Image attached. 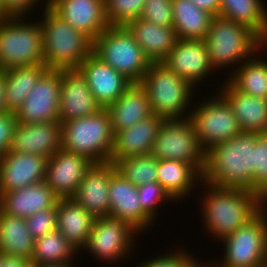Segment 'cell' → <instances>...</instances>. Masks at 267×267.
<instances>
[{"label": "cell", "mask_w": 267, "mask_h": 267, "mask_svg": "<svg viewBox=\"0 0 267 267\" xmlns=\"http://www.w3.org/2000/svg\"><path fill=\"white\" fill-rule=\"evenodd\" d=\"M164 118L152 114L150 117L114 135V146L109 162L120 159L151 154Z\"/></svg>", "instance_id": "23"}, {"label": "cell", "mask_w": 267, "mask_h": 267, "mask_svg": "<svg viewBox=\"0 0 267 267\" xmlns=\"http://www.w3.org/2000/svg\"><path fill=\"white\" fill-rule=\"evenodd\" d=\"M77 70L86 79L93 97L102 108L114 103L132 84L123 74L107 65L93 52Z\"/></svg>", "instance_id": "16"}, {"label": "cell", "mask_w": 267, "mask_h": 267, "mask_svg": "<svg viewBox=\"0 0 267 267\" xmlns=\"http://www.w3.org/2000/svg\"><path fill=\"white\" fill-rule=\"evenodd\" d=\"M260 267H267V259L265 260V262Z\"/></svg>", "instance_id": "52"}, {"label": "cell", "mask_w": 267, "mask_h": 267, "mask_svg": "<svg viewBox=\"0 0 267 267\" xmlns=\"http://www.w3.org/2000/svg\"><path fill=\"white\" fill-rule=\"evenodd\" d=\"M199 8L207 10L214 16L219 15L221 0H192Z\"/></svg>", "instance_id": "46"}, {"label": "cell", "mask_w": 267, "mask_h": 267, "mask_svg": "<svg viewBox=\"0 0 267 267\" xmlns=\"http://www.w3.org/2000/svg\"><path fill=\"white\" fill-rule=\"evenodd\" d=\"M48 158L10 150L0 157V193L42 182Z\"/></svg>", "instance_id": "18"}, {"label": "cell", "mask_w": 267, "mask_h": 267, "mask_svg": "<svg viewBox=\"0 0 267 267\" xmlns=\"http://www.w3.org/2000/svg\"><path fill=\"white\" fill-rule=\"evenodd\" d=\"M152 259V260H151ZM143 261L138 267H188L195 259L184 249Z\"/></svg>", "instance_id": "42"}, {"label": "cell", "mask_w": 267, "mask_h": 267, "mask_svg": "<svg viewBox=\"0 0 267 267\" xmlns=\"http://www.w3.org/2000/svg\"><path fill=\"white\" fill-rule=\"evenodd\" d=\"M140 18L158 26L173 27L172 0H145Z\"/></svg>", "instance_id": "40"}, {"label": "cell", "mask_w": 267, "mask_h": 267, "mask_svg": "<svg viewBox=\"0 0 267 267\" xmlns=\"http://www.w3.org/2000/svg\"><path fill=\"white\" fill-rule=\"evenodd\" d=\"M194 87L206 75L217 72L212 66L207 45L203 39H178L169 56L162 62Z\"/></svg>", "instance_id": "15"}, {"label": "cell", "mask_w": 267, "mask_h": 267, "mask_svg": "<svg viewBox=\"0 0 267 267\" xmlns=\"http://www.w3.org/2000/svg\"><path fill=\"white\" fill-rule=\"evenodd\" d=\"M5 17H7V16L3 13V10H2V7H1V1H0V20L4 19Z\"/></svg>", "instance_id": "51"}, {"label": "cell", "mask_w": 267, "mask_h": 267, "mask_svg": "<svg viewBox=\"0 0 267 267\" xmlns=\"http://www.w3.org/2000/svg\"><path fill=\"white\" fill-rule=\"evenodd\" d=\"M1 267H32L29 259L0 254Z\"/></svg>", "instance_id": "45"}, {"label": "cell", "mask_w": 267, "mask_h": 267, "mask_svg": "<svg viewBox=\"0 0 267 267\" xmlns=\"http://www.w3.org/2000/svg\"><path fill=\"white\" fill-rule=\"evenodd\" d=\"M110 114L114 135L150 117L153 113L146 90L132 83L118 99L106 108Z\"/></svg>", "instance_id": "26"}, {"label": "cell", "mask_w": 267, "mask_h": 267, "mask_svg": "<svg viewBox=\"0 0 267 267\" xmlns=\"http://www.w3.org/2000/svg\"><path fill=\"white\" fill-rule=\"evenodd\" d=\"M263 0H221L219 15L247 26L259 37L267 34V8Z\"/></svg>", "instance_id": "33"}, {"label": "cell", "mask_w": 267, "mask_h": 267, "mask_svg": "<svg viewBox=\"0 0 267 267\" xmlns=\"http://www.w3.org/2000/svg\"><path fill=\"white\" fill-rule=\"evenodd\" d=\"M48 70L44 63L3 70L5 85V106L7 112L16 113L28 93Z\"/></svg>", "instance_id": "31"}, {"label": "cell", "mask_w": 267, "mask_h": 267, "mask_svg": "<svg viewBox=\"0 0 267 267\" xmlns=\"http://www.w3.org/2000/svg\"><path fill=\"white\" fill-rule=\"evenodd\" d=\"M56 212L57 230L80 251L86 245L95 217L72 198H59Z\"/></svg>", "instance_id": "28"}, {"label": "cell", "mask_w": 267, "mask_h": 267, "mask_svg": "<svg viewBox=\"0 0 267 267\" xmlns=\"http://www.w3.org/2000/svg\"><path fill=\"white\" fill-rule=\"evenodd\" d=\"M33 250L34 239L27 230L26 220L0 210V254L30 260Z\"/></svg>", "instance_id": "32"}, {"label": "cell", "mask_w": 267, "mask_h": 267, "mask_svg": "<svg viewBox=\"0 0 267 267\" xmlns=\"http://www.w3.org/2000/svg\"><path fill=\"white\" fill-rule=\"evenodd\" d=\"M58 200L59 197L42 181L0 193V210L4 214L26 219L42 210L54 208Z\"/></svg>", "instance_id": "24"}, {"label": "cell", "mask_w": 267, "mask_h": 267, "mask_svg": "<svg viewBox=\"0 0 267 267\" xmlns=\"http://www.w3.org/2000/svg\"><path fill=\"white\" fill-rule=\"evenodd\" d=\"M266 206L265 204L246 224L221 240L225 254L220 262H214L217 266L260 267L265 262L267 259Z\"/></svg>", "instance_id": "9"}, {"label": "cell", "mask_w": 267, "mask_h": 267, "mask_svg": "<svg viewBox=\"0 0 267 267\" xmlns=\"http://www.w3.org/2000/svg\"><path fill=\"white\" fill-rule=\"evenodd\" d=\"M115 170L114 163H94L71 198L95 218L109 216V181Z\"/></svg>", "instance_id": "21"}, {"label": "cell", "mask_w": 267, "mask_h": 267, "mask_svg": "<svg viewBox=\"0 0 267 267\" xmlns=\"http://www.w3.org/2000/svg\"><path fill=\"white\" fill-rule=\"evenodd\" d=\"M49 7L93 42L109 27L105 0H49Z\"/></svg>", "instance_id": "17"}, {"label": "cell", "mask_w": 267, "mask_h": 267, "mask_svg": "<svg viewBox=\"0 0 267 267\" xmlns=\"http://www.w3.org/2000/svg\"><path fill=\"white\" fill-rule=\"evenodd\" d=\"M204 40L214 69L239 63L235 70L259 52V36L254 31L220 15L212 18Z\"/></svg>", "instance_id": "6"}, {"label": "cell", "mask_w": 267, "mask_h": 267, "mask_svg": "<svg viewBox=\"0 0 267 267\" xmlns=\"http://www.w3.org/2000/svg\"><path fill=\"white\" fill-rule=\"evenodd\" d=\"M220 95L227 101L242 132L267 133V99L238 91L228 80Z\"/></svg>", "instance_id": "25"}, {"label": "cell", "mask_w": 267, "mask_h": 267, "mask_svg": "<svg viewBox=\"0 0 267 267\" xmlns=\"http://www.w3.org/2000/svg\"><path fill=\"white\" fill-rule=\"evenodd\" d=\"M137 192L139 197V202L143 211L153 220L156 219L157 205L160 203L174 201L170 195L164 190L159 182L145 183L137 186Z\"/></svg>", "instance_id": "38"}, {"label": "cell", "mask_w": 267, "mask_h": 267, "mask_svg": "<svg viewBox=\"0 0 267 267\" xmlns=\"http://www.w3.org/2000/svg\"><path fill=\"white\" fill-rule=\"evenodd\" d=\"M109 216L130 224L139 233L153 226L154 221L143 211L137 186L115 170L109 181ZM152 224V225H151Z\"/></svg>", "instance_id": "19"}, {"label": "cell", "mask_w": 267, "mask_h": 267, "mask_svg": "<svg viewBox=\"0 0 267 267\" xmlns=\"http://www.w3.org/2000/svg\"><path fill=\"white\" fill-rule=\"evenodd\" d=\"M32 267H70V266H64V265H34V264H32Z\"/></svg>", "instance_id": "50"}, {"label": "cell", "mask_w": 267, "mask_h": 267, "mask_svg": "<svg viewBox=\"0 0 267 267\" xmlns=\"http://www.w3.org/2000/svg\"><path fill=\"white\" fill-rule=\"evenodd\" d=\"M173 29L178 39H205L213 14L192 0H172Z\"/></svg>", "instance_id": "30"}, {"label": "cell", "mask_w": 267, "mask_h": 267, "mask_svg": "<svg viewBox=\"0 0 267 267\" xmlns=\"http://www.w3.org/2000/svg\"><path fill=\"white\" fill-rule=\"evenodd\" d=\"M3 13L7 17L30 15L33 6L41 0H0ZM31 10V11H30Z\"/></svg>", "instance_id": "44"}, {"label": "cell", "mask_w": 267, "mask_h": 267, "mask_svg": "<svg viewBox=\"0 0 267 267\" xmlns=\"http://www.w3.org/2000/svg\"><path fill=\"white\" fill-rule=\"evenodd\" d=\"M25 19L27 16L0 20V71L44 63L40 22L32 24Z\"/></svg>", "instance_id": "7"}, {"label": "cell", "mask_w": 267, "mask_h": 267, "mask_svg": "<svg viewBox=\"0 0 267 267\" xmlns=\"http://www.w3.org/2000/svg\"><path fill=\"white\" fill-rule=\"evenodd\" d=\"M77 249L56 229L34 240V250L30 259L34 265L71 266Z\"/></svg>", "instance_id": "34"}, {"label": "cell", "mask_w": 267, "mask_h": 267, "mask_svg": "<svg viewBox=\"0 0 267 267\" xmlns=\"http://www.w3.org/2000/svg\"><path fill=\"white\" fill-rule=\"evenodd\" d=\"M201 181L202 175L188 163L178 160H158L157 182L175 202L186 199L192 188H195V183Z\"/></svg>", "instance_id": "29"}, {"label": "cell", "mask_w": 267, "mask_h": 267, "mask_svg": "<svg viewBox=\"0 0 267 267\" xmlns=\"http://www.w3.org/2000/svg\"><path fill=\"white\" fill-rule=\"evenodd\" d=\"M93 164L86 156L61 148L47 160L44 181L59 198H71Z\"/></svg>", "instance_id": "14"}, {"label": "cell", "mask_w": 267, "mask_h": 267, "mask_svg": "<svg viewBox=\"0 0 267 267\" xmlns=\"http://www.w3.org/2000/svg\"><path fill=\"white\" fill-rule=\"evenodd\" d=\"M255 132H241L205 154L202 181L215 187L255 192Z\"/></svg>", "instance_id": "1"}, {"label": "cell", "mask_w": 267, "mask_h": 267, "mask_svg": "<svg viewBox=\"0 0 267 267\" xmlns=\"http://www.w3.org/2000/svg\"><path fill=\"white\" fill-rule=\"evenodd\" d=\"M44 5L40 25L45 66L54 70H77L93 52V41L55 13L49 7V0Z\"/></svg>", "instance_id": "3"}, {"label": "cell", "mask_w": 267, "mask_h": 267, "mask_svg": "<svg viewBox=\"0 0 267 267\" xmlns=\"http://www.w3.org/2000/svg\"><path fill=\"white\" fill-rule=\"evenodd\" d=\"M130 224L111 216L96 217L92 231L89 234L86 245L82 248L110 264L117 263L130 256L134 247L135 234L138 235ZM127 255V256H126Z\"/></svg>", "instance_id": "12"}, {"label": "cell", "mask_w": 267, "mask_h": 267, "mask_svg": "<svg viewBox=\"0 0 267 267\" xmlns=\"http://www.w3.org/2000/svg\"><path fill=\"white\" fill-rule=\"evenodd\" d=\"M61 70L48 69L15 113L17 122L36 124L59 121Z\"/></svg>", "instance_id": "13"}, {"label": "cell", "mask_w": 267, "mask_h": 267, "mask_svg": "<svg viewBox=\"0 0 267 267\" xmlns=\"http://www.w3.org/2000/svg\"><path fill=\"white\" fill-rule=\"evenodd\" d=\"M207 194L201 198L202 222L215 239L223 240L251 220L266 201L257 193L242 188H221L206 182Z\"/></svg>", "instance_id": "2"}, {"label": "cell", "mask_w": 267, "mask_h": 267, "mask_svg": "<svg viewBox=\"0 0 267 267\" xmlns=\"http://www.w3.org/2000/svg\"><path fill=\"white\" fill-rule=\"evenodd\" d=\"M208 261H207V263H203V261L201 262L200 261V259H199V262L197 261V259H194L189 265H188V267H214V262L212 263V261H211V263L210 264H208Z\"/></svg>", "instance_id": "48"}, {"label": "cell", "mask_w": 267, "mask_h": 267, "mask_svg": "<svg viewBox=\"0 0 267 267\" xmlns=\"http://www.w3.org/2000/svg\"><path fill=\"white\" fill-rule=\"evenodd\" d=\"M62 148L61 122L23 124L17 122L11 152L30 153L50 158Z\"/></svg>", "instance_id": "22"}, {"label": "cell", "mask_w": 267, "mask_h": 267, "mask_svg": "<svg viewBox=\"0 0 267 267\" xmlns=\"http://www.w3.org/2000/svg\"><path fill=\"white\" fill-rule=\"evenodd\" d=\"M151 154L158 160H178L192 165L201 175L205 154L188 118L164 119Z\"/></svg>", "instance_id": "10"}, {"label": "cell", "mask_w": 267, "mask_h": 267, "mask_svg": "<svg viewBox=\"0 0 267 267\" xmlns=\"http://www.w3.org/2000/svg\"><path fill=\"white\" fill-rule=\"evenodd\" d=\"M255 192L267 201V133H256Z\"/></svg>", "instance_id": "39"}, {"label": "cell", "mask_w": 267, "mask_h": 267, "mask_svg": "<svg viewBox=\"0 0 267 267\" xmlns=\"http://www.w3.org/2000/svg\"><path fill=\"white\" fill-rule=\"evenodd\" d=\"M116 170L133 185L157 182L158 159L152 154L118 160Z\"/></svg>", "instance_id": "36"}, {"label": "cell", "mask_w": 267, "mask_h": 267, "mask_svg": "<svg viewBox=\"0 0 267 267\" xmlns=\"http://www.w3.org/2000/svg\"><path fill=\"white\" fill-rule=\"evenodd\" d=\"M6 112L5 85L3 71H0V114Z\"/></svg>", "instance_id": "47"}, {"label": "cell", "mask_w": 267, "mask_h": 267, "mask_svg": "<svg viewBox=\"0 0 267 267\" xmlns=\"http://www.w3.org/2000/svg\"><path fill=\"white\" fill-rule=\"evenodd\" d=\"M201 102L194 105L188 119L205 152L242 132L231 107L219 93Z\"/></svg>", "instance_id": "11"}, {"label": "cell", "mask_w": 267, "mask_h": 267, "mask_svg": "<svg viewBox=\"0 0 267 267\" xmlns=\"http://www.w3.org/2000/svg\"><path fill=\"white\" fill-rule=\"evenodd\" d=\"M59 100L61 123L94 115L102 109L93 97L86 79L78 70H61Z\"/></svg>", "instance_id": "20"}, {"label": "cell", "mask_w": 267, "mask_h": 267, "mask_svg": "<svg viewBox=\"0 0 267 267\" xmlns=\"http://www.w3.org/2000/svg\"><path fill=\"white\" fill-rule=\"evenodd\" d=\"M126 27L151 62H163L178 40L173 27L158 26L141 18L130 21Z\"/></svg>", "instance_id": "27"}, {"label": "cell", "mask_w": 267, "mask_h": 267, "mask_svg": "<svg viewBox=\"0 0 267 267\" xmlns=\"http://www.w3.org/2000/svg\"><path fill=\"white\" fill-rule=\"evenodd\" d=\"M17 118L13 112L0 114V157L10 150Z\"/></svg>", "instance_id": "43"}, {"label": "cell", "mask_w": 267, "mask_h": 267, "mask_svg": "<svg viewBox=\"0 0 267 267\" xmlns=\"http://www.w3.org/2000/svg\"><path fill=\"white\" fill-rule=\"evenodd\" d=\"M27 230L34 240L57 229L56 206L37 212L26 218Z\"/></svg>", "instance_id": "41"}, {"label": "cell", "mask_w": 267, "mask_h": 267, "mask_svg": "<svg viewBox=\"0 0 267 267\" xmlns=\"http://www.w3.org/2000/svg\"><path fill=\"white\" fill-rule=\"evenodd\" d=\"M145 0H105V13L109 26H126L139 19Z\"/></svg>", "instance_id": "37"}, {"label": "cell", "mask_w": 267, "mask_h": 267, "mask_svg": "<svg viewBox=\"0 0 267 267\" xmlns=\"http://www.w3.org/2000/svg\"><path fill=\"white\" fill-rule=\"evenodd\" d=\"M61 133L63 149L86 156L93 163L109 162L114 132L106 108L91 116L62 122Z\"/></svg>", "instance_id": "5"}, {"label": "cell", "mask_w": 267, "mask_h": 267, "mask_svg": "<svg viewBox=\"0 0 267 267\" xmlns=\"http://www.w3.org/2000/svg\"><path fill=\"white\" fill-rule=\"evenodd\" d=\"M266 46V47H265ZM267 48V34L259 37V52H264V51H260V50H264Z\"/></svg>", "instance_id": "49"}, {"label": "cell", "mask_w": 267, "mask_h": 267, "mask_svg": "<svg viewBox=\"0 0 267 267\" xmlns=\"http://www.w3.org/2000/svg\"><path fill=\"white\" fill-rule=\"evenodd\" d=\"M255 56L231 70L227 80L242 93L267 99V61L259 52Z\"/></svg>", "instance_id": "35"}, {"label": "cell", "mask_w": 267, "mask_h": 267, "mask_svg": "<svg viewBox=\"0 0 267 267\" xmlns=\"http://www.w3.org/2000/svg\"><path fill=\"white\" fill-rule=\"evenodd\" d=\"M93 53L132 83H140L150 59L126 26H109L93 42Z\"/></svg>", "instance_id": "8"}, {"label": "cell", "mask_w": 267, "mask_h": 267, "mask_svg": "<svg viewBox=\"0 0 267 267\" xmlns=\"http://www.w3.org/2000/svg\"><path fill=\"white\" fill-rule=\"evenodd\" d=\"M140 84L147 92L153 114L164 119L189 118L187 108L196 87L165 64L152 62Z\"/></svg>", "instance_id": "4"}]
</instances>
